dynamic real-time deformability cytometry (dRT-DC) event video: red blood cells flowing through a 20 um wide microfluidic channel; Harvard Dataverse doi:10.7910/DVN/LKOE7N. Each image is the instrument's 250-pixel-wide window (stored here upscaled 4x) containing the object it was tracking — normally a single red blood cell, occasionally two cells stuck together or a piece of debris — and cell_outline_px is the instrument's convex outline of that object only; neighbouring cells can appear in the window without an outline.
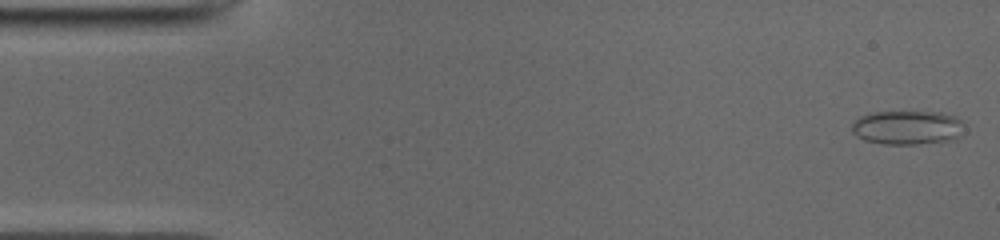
{"species": "common noctule bat (a hibernating species)", "species_latin": "Nyctalus noctula", "temperature_condition": "cold", "stored_images_in_passage": 50, "camera_frame_rate_fps": 3000, "um_per_image_px": 0.085, "animal": {"sex": "male", "body_mass_g": 19.0, "forearm_length_mm": 50.8}, "frame": {"image": 1, "passage_image": 1, "time_ms": 0.0, "image_size_px": [1000, 240], "cell_outline_px": [[960, 120], [956, 140], [916, 144], [884, 144], [864, 140], [852, 132], [852, 124], [856, 120], [864, 116], [876, 112], [940, 112], [956, 116]], "centroid_in_image_um": [77.09, 10.85], "position_along_channel_um": 7.9, "area_um2": 21.79}}
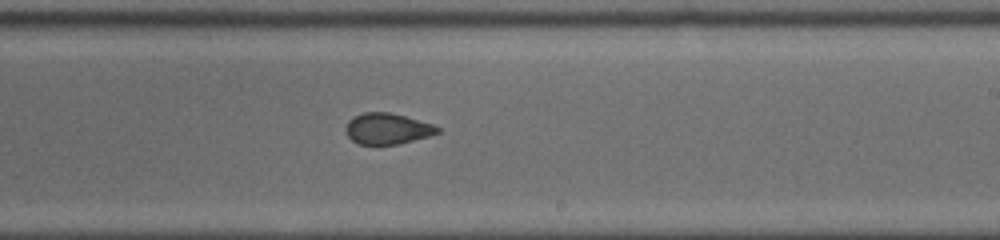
{"frame": {"image": 2, "passage_image": 29, "time_ms": 9.333, "image_size_px": [1000, 240], "cell_outline_px": [[440, 132], [428, 136], [400, 144], [376, 148], [356, 144], [344, 132], [344, 128], [348, 120], [352, 116], [364, 112], [388, 112], [404, 116], [432, 124], [440, 128]], "centroid_in_image_um": [32.84, 10.99], "position_along_channel_um": 256.2, "area_um2": 17.28}}
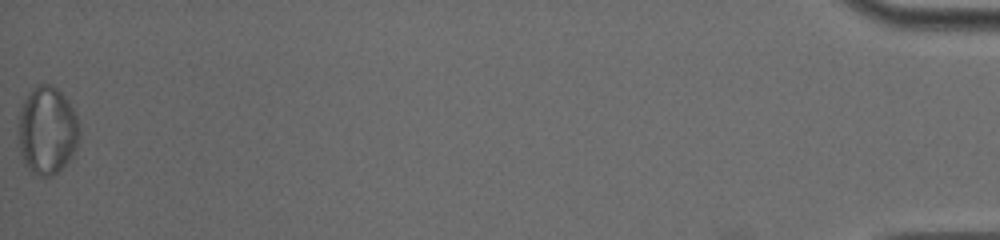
{"frame": {"image": 3, "passage_image": 50, "time_ms": 16.333, "image_size_px": [1000, 240], "cell_outline_px": [[80, 140], [72, 156], [52, 176], [40, 176], [32, 172], [24, 164], [20, 152], [20, 112], [24, 100], [32, 88], [40, 84], [52, 84], [64, 96], [72, 108], [76, 116], [80, 128]], "centroid_in_image_um": [4.03, 11.09], "position_along_channel_um": 431.2, "area_um2": 30.92}, "authors_computed_cell_mechanics": {"area_um2": 18.785, "velocity_mm_per_s": 3.9666, "shape_relaxation_time_tau1_ms": null, "shape_relaxation_time_tau2_ms": 1.0536, "deformation_change_tau1": null, "deformation_change_tau2": 0.0645}}